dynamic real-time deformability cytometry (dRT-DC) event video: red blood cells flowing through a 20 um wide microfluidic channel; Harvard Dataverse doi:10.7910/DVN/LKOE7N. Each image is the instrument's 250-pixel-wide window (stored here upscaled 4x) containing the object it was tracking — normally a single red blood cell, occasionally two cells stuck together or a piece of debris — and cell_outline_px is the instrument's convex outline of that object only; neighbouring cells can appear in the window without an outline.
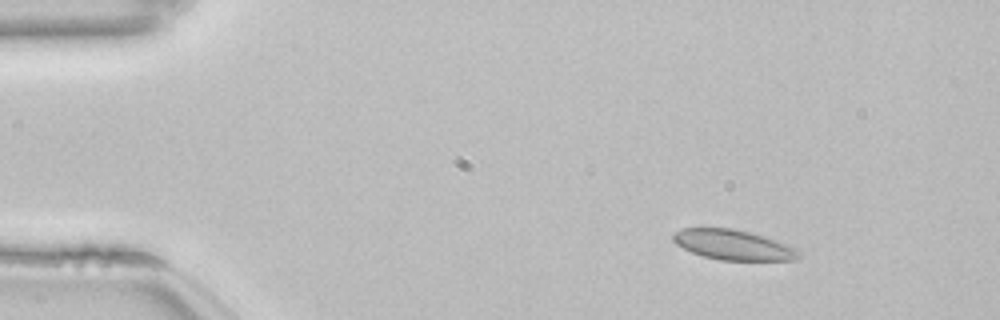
{"species": "common noctule bat (a hibernating species)", "species_latin": "Nyctalus noctula", "temperature_condition": "room temperature", "stored_images_in_passage": 47, "camera_frame_rate_fps": 3000, "um_per_image_px": 0.085, "animal": {"sex": "female", "body_mass_g": 22.7, "forearm_length_mm": 54.2}, "frame": {"image": 1, "passage_image": 1, "time_ms": 0.0, "image_size_px": [1000, 320], "cell_outline_px": [[800, 256], [796, 260], [720, 260], [704, 256], [692, 252], [676, 244], [672, 240], [672, 232], [680, 228], [732, 228], [764, 236], [796, 248], [800, 252]], "centroid_in_image_um": [62.29, 20.81], "position_along_channel_um": 22.7, "area_um2": 21.96}}
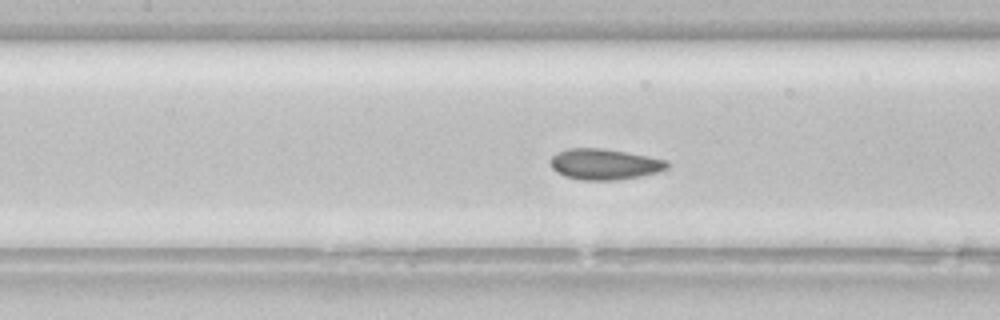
{"frame": {"image": 2, "passage_image": 18, "time_ms": 5.667, "image_size_px": [1000, 320], "cell_outline_px": [[668, 168], [656, 172], [640, 176], [616, 180], [584, 180], [564, 176], [556, 172], [552, 168], [548, 160], [552, 156], [568, 148], [604, 148], [648, 156], [668, 160]], "centroid_in_image_um": [51.36, 13.95], "position_along_channel_um": 156.0, "area_um2": 20.98}}
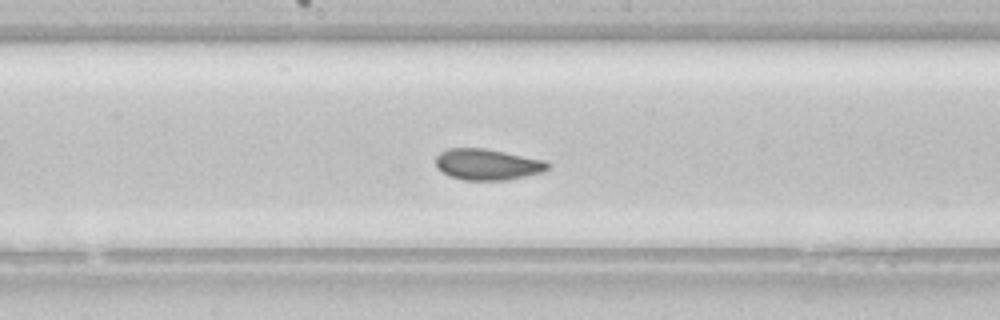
{"frame": {"image": 3, "passage_image": 22, "time_ms": 7.0, "image_size_px": [1000, 320], "cell_outline_px": [[552, 164], [544, 172], [504, 180], [464, 180], [452, 176], [444, 172], [436, 164], [436, 156], [440, 152], [448, 148], [484, 148], [544, 160]], "centroid_in_image_um": [41.46, 13.97], "position_along_channel_um": 206.7, "area_um2": 20.06}, "authors_computed_cell_mechanics": {"area_um2": 21.386, "velocity_mm_per_s": 3.8083, "shape_relaxation_time_tau1_ms": null, "shape_relaxation_time_tau2_ms": 1.2866, "deformation_change_tau1": null, "deformation_change_tau2": 0.0454}}